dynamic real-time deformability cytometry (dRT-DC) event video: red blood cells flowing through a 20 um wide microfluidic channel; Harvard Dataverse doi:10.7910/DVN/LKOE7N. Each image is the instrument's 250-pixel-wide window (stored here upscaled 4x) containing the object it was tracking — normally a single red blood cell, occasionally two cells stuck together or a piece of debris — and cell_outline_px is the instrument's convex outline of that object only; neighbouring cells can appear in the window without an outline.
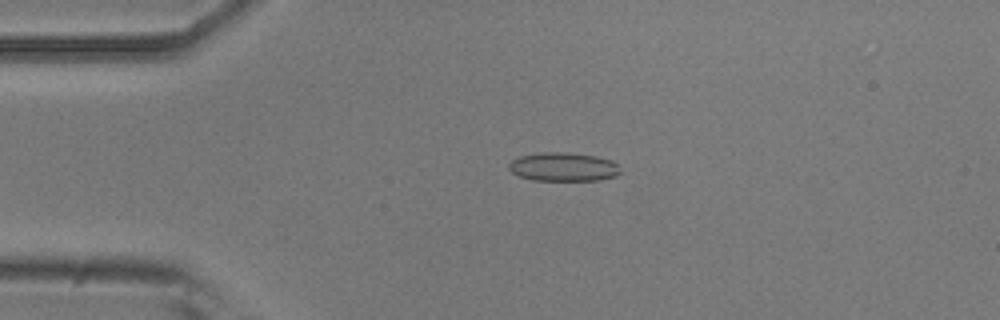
{"species": "common noctule bat (a hibernating species)", "species_latin": "Nyctalus noctula", "temperature_condition": "room temperature", "stored_images_in_passage": 53, "camera_frame_rate_fps": 3000, "um_per_image_px": 0.085, "animal": {"sex": "male", "body_mass_g": 20.5, "forearm_length_mm": 52.5}, "frame": {"image": 1, "passage_image": 12, "time_ms": 3.667, "image_size_px": [1000, 320], "cell_outline_px": [[620, 172], [616, 176], [600, 180], [532, 180], [520, 176], [512, 172], [508, 168], [508, 164], [512, 160], [520, 156], [540, 152], [564, 152], [596, 156], [612, 160], [616, 164]], "centroid_in_image_um": [47.87, 14.18], "position_along_channel_um": 37.1, "area_um2": 18.61}}
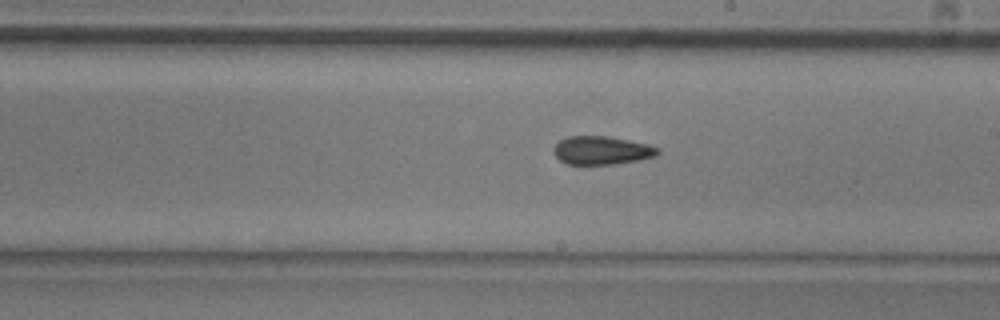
{"frame": {"image": 2, "passage_image": 30, "time_ms": 9.667, "image_size_px": [1000, 320], "cell_outline_px": [[660, 152], [656, 156], [640, 160], [616, 164], [568, 164], [560, 160], [556, 156], [556, 144], [560, 140], [568, 136], [608, 136], [648, 144], [660, 148]], "centroid_in_image_um": [51.21, 12.78], "position_along_channel_um": 237.8, "area_um2": 17.11}}
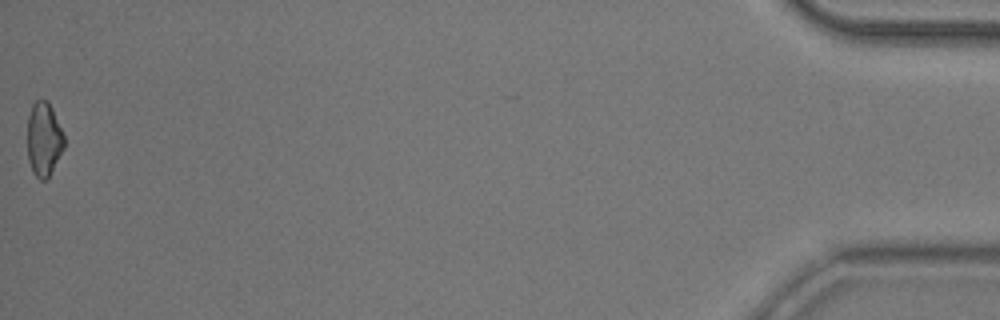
{"frame": {"image": 3, "passage_image": 53, "time_ms": 17.333, "image_size_px": [1000, 320], "cell_outline_px": [[64, 148], [48, 176], [44, 180], [40, 180], [32, 172], [28, 160], [28, 116], [32, 104], [36, 100], [48, 100], [52, 108], [64, 136]], "centroid_in_image_um": [3.71, 11.81], "position_along_channel_um": 431.5, "area_um2": 15.66}, "authors_computed_cell_mechanics": {"area_um2": 17.2822, "velocity_mm_per_s": 3.8424, "shape_relaxation_time_tau1_ms": 10.0164, "shape_relaxation_time_tau2_ms": 4.3548, "deformation_change_tau1": 0.1742, "deformation_change_tau2": 0.1253}}